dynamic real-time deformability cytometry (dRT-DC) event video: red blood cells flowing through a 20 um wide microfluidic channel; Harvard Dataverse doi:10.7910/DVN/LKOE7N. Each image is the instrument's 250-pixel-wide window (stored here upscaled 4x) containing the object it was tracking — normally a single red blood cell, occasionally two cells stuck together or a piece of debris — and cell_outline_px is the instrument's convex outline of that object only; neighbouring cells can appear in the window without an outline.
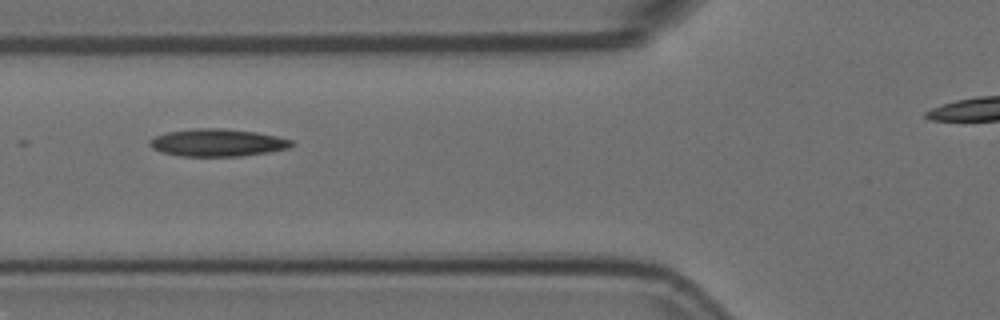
{"species": "Egyptian fruit bat (a non-hibernating species)", "species_latin": "Rousettus aegyptiacus", "temperature_condition": "room temperature", "stored_images_in_passage": 5, "camera_frame_rate_fps": 3000, "um_per_image_px": 0.085, "animal": {"sex": "female"}, "frame": {"image": 1, "passage_image": 4, "time_ms": 1.0, "image_size_px": [1000, 320], "cell_outline_px": [[292, 144], [288, 148], [268, 152], [240, 156], [180, 156], [160, 152], [152, 148], [148, 144], [148, 140], [156, 136], [168, 132], [196, 128], [224, 128], [256, 132], [276, 136], [292, 140]], "centroid_in_image_um": [18.44, 12.12], "position_along_channel_um": 107.4, "area_um2": 22.66}}
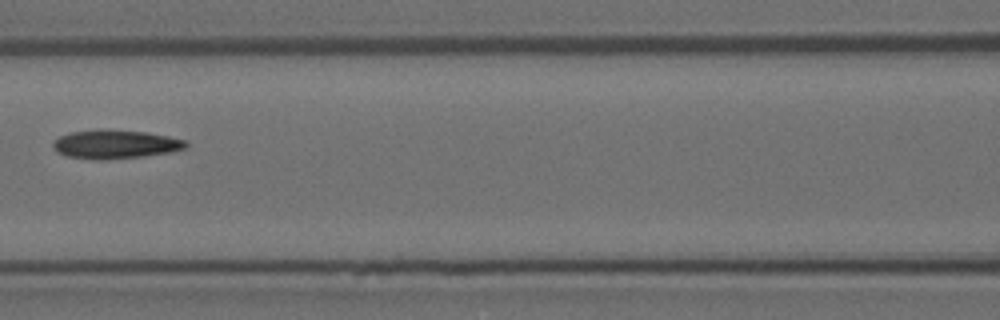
{"frame": {"image": 2, "passage_image": 5, "time_ms": 1.333, "image_size_px": [1000, 320], "cell_outline_px": [[188, 144], [184, 148], [168, 152], [144, 156], [104, 160], [92, 160], [68, 156], [60, 152], [52, 144], [60, 136], [72, 132], [144, 132], [168, 136], [188, 140]], "centroid_in_image_um": [9.87, 12.31], "position_along_channel_um": 156.7, "area_um2": 21.1}}